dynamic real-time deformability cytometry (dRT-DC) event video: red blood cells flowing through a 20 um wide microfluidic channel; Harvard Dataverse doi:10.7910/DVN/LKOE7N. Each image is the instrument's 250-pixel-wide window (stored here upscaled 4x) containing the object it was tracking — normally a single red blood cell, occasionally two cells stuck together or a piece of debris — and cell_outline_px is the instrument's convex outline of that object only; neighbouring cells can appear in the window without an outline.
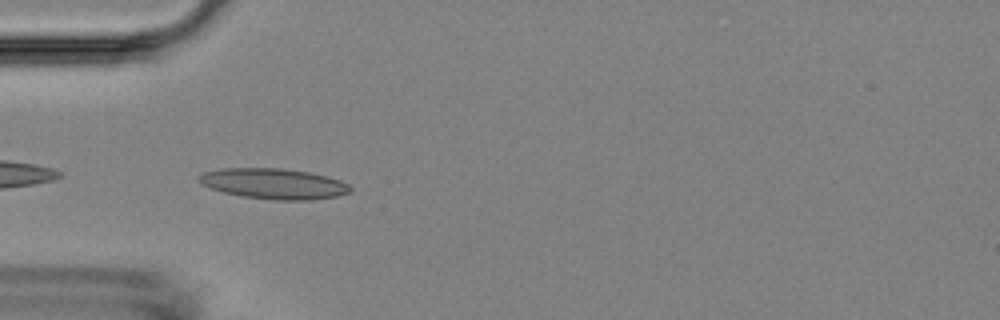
{"species": "Egyptian fruit bat (a non-hibernating species)", "species_latin": "Rousettus aegyptiacus", "temperature_condition": "room temperature", "stored_images_in_passage": 40, "camera_frame_rate_fps": 3000, "um_per_image_px": 0.085, "animal": {"sex": "female"}, "frame": {"image": 1, "passage_image": 2, "time_ms": 0.333, "image_size_px": [1000, 320], "cell_outline_px": [[352, 192], [336, 196], [312, 200], [276, 200], [240, 196], [224, 192], [200, 184], [196, 180], [196, 176], [204, 172], [220, 168], [284, 168], [308, 172], [328, 176], [340, 180], [348, 184], [352, 188]], "centroid_in_image_um": [23.25, 15.61], "position_along_channel_um": 61.7, "area_um2": 27.22}}
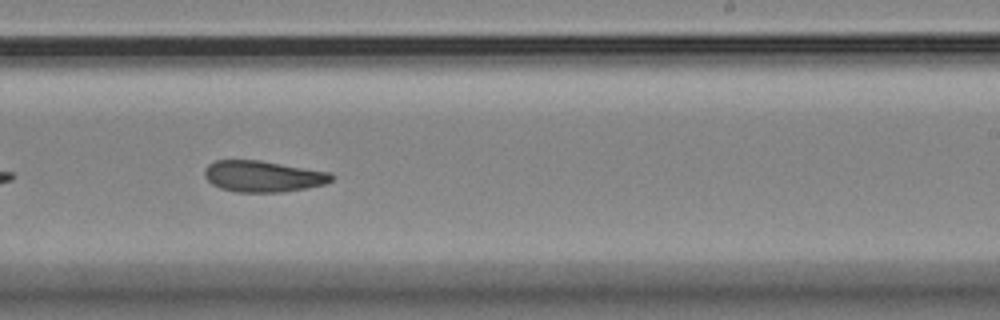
{"frame": {"image": 2, "passage_image": 19, "time_ms": 6.0, "image_size_px": [1000, 320], "cell_outline_px": [[336, 176], [332, 180], [324, 184], [284, 192], [236, 192], [220, 188], [212, 184], [204, 176], [204, 168], [208, 164], [216, 160], [260, 160], [332, 172]], "centroid_in_image_um": [22.36, 14.98], "position_along_channel_um": 266.6, "area_um2": 23.29}}
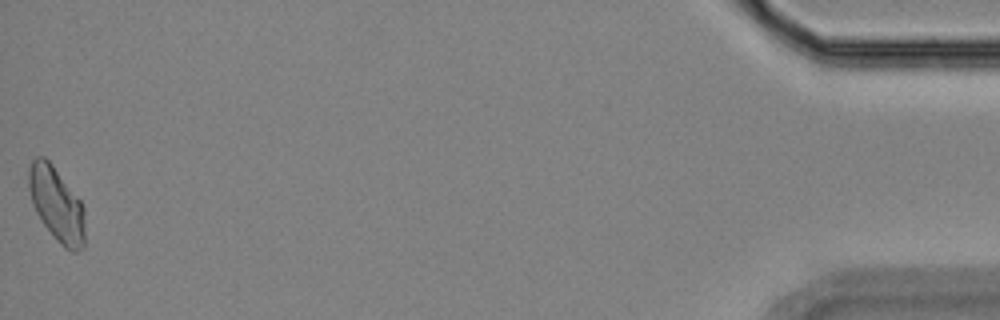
{"frame": {"image": 3, "passage_image": 40, "time_ms": 13.0, "image_size_px": [1000, 320], "cell_outline_px": [[84, 248], [76, 252], [72, 252], [64, 248], [60, 244], [44, 224], [36, 212], [32, 204], [28, 188], [28, 168], [32, 160], [36, 156], [44, 156], [52, 164], [80, 200], [84, 208]], "centroid_in_image_um": [4.8, 17.36], "position_along_channel_um": 430.4, "area_um2": 24.33}}